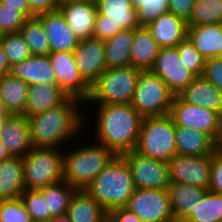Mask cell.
Instances as JSON below:
<instances>
[{
  "label": "cell",
  "instance_id": "1",
  "mask_svg": "<svg viewBox=\"0 0 222 222\" xmlns=\"http://www.w3.org/2000/svg\"><path fill=\"white\" fill-rule=\"evenodd\" d=\"M82 103L80 99L68 97L59 106L27 116L32 146L62 149L64 143L80 135L85 122L78 108Z\"/></svg>",
  "mask_w": 222,
  "mask_h": 222
},
{
  "label": "cell",
  "instance_id": "2",
  "mask_svg": "<svg viewBox=\"0 0 222 222\" xmlns=\"http://www.w3.org/2000/svg\"><path fill=\"white\" fill-rule=\"evenodd\" d=\"M96 141L121 156L135 149L142 116L131 104H96Z\"/></svg>",
  "mask_w": 222,
  "mask_h": 222
},
{
  "label": "cell",
  "instance_id": "3",
  "mask_svg": "<svg viewBox=\"0 0 222 222\" xmlns=\"http://www.w3.org/2000/svg\"><path fill=\"white\" fill-rule=\"evenodd\" d=\"M135 189L126 160L116 155L85 191L109 212L126 207Z\"/></svg>",
  "mask_w": 222,
  "mask_h": 222
},
{
  "label": "cell",
  "instance_id": "4",
  "mask_svg": "<svg viewBox=\"0 0 222 222\" xmlns=\"http://www.w3.org/2000/svg\"><path fill=\"white\" fill-rule=\"evenodd\" d=\"M89 145L63 150V180L76 190H85L116 156L101 143Z\"/></svg>",
  "mask_w": 222,
  "mask_h": 222
},
{
  "label": "cell",
  "instance_id": "5",
  "mask_svg": "<svg viewBox=\"0 0 222 222\" xmlns=\"http://www.w3.org/2000/svg\"><path fill=\"white\" fill-rule=\"evenodd\" d=\"M142 70L133 66L106 68L91 85L85 103L130 104Z\"/></svg>",
  "mask_w": 222,
  "mask_h": 222
},
{
  "label": "cell",
  "instance_id": "6",
  "mask_svg": "<svg viewBox=\"0 0 222 222\" xmlns=\"http://www.w3.org/2000/svg\"><path fill=\"white\" fill-rule=\"evenodd\" d=\"M175 141V123L170 114L144 117L134 150L143 156L167 162L177 154Z\"/></svg>",
  "mask_w": 222,
  "mask_h": 222
},
{
  "label": "cell",
  "instance_id": "7",
  "mask_svg": "<svg viewBox=\"0 0 222 222\" xmlns=\"http://www.w3.org/2000/svg\"><path fill=\"white\" fill-rule=\"evenodd\" d=\"M22 159L25 189L39 190L63 180V149L33 147Z\"/></svg>",
  "mask_w": 222,
  "mask_h": 222
},
{
  "label": "cell",
  "instance_id": "8",
  "mask_svg": "<svg viewBox=\"0 0 222 222\" xmlns=\"http://www.w3.org/2000/svg\"><path fill=\"white\" fill-rule=\"evenodd\" d=\"M174 96L158 75L145 70L139 74L130 104L143 118L164 116L170 114Z\"/></svg>",
  "mask_w": 222,
  "mask_h": 222
},
{
  "label": "cell",
  "instance_id": "9",
  "mask_svg": "<svg viewBox=\"0 0 222 222\" xmlns=\"http://www.w3.org/2000/svg\"><path fill=\"white\" fill-rule=\"evenodd\" d=\"M212 156L176 154L167 161L170 184L180 183L209 189Z\"/></svg>",
  "mask_w": 222,
  "mask_h": 222
},
{
  "label": "cell",
  "instance_id": "10",
  "mask_svg": "<svg viewBox=\"0 0 222 222\" xmlns=\"http://www.w3.org/2000/svg\"><path fill=\"white\" fill-rule=\"evenodd\" d=\"M170 115L176 126L203 132L216 142L221 118L217 112L184 102L177 95L174 96Z\"/></svg>",
  "mask_w": 222,
  "mask_h": 222
},
{
  "label": "cell",
  "instance_id": "11",
  "mask_svg": "<svg viewBox=\"0 0 222 222\" xmlns=\"http://www.w3.org/2000/svg\"><path fill=\"white\" fill-rule=\"evenodd\" d=\"M121 156L130 168L136 189H168L167 162L143 156L135 150Z\"/></svg>",
  "mask_w": 222,
  "mask_h": 222
},
{
  "label": "cell",
  "instance_id": "12",
  "mask_svg": "<svg viewBox=\"0 0 222 222\" xmlns=\"http://www.w3.org/2000/svg\"><path fill=\"white\" fill-rule=\"evenodd\" d=\"M125 208L142 222H162L173 216L167 189H135Z\"/></svg>",
  "mask_w": 222,
  "mask_h": 222
},
{
  "label": "cell",
  "instance_id": "13",
  "mask_svg": "<svg viewBox=\"0 0 222 222\" xmlns=\"http://www.w3.org/2000/svg\"><path fill=\"white\" fill-rule=\"evenodd\" d=\"M55 72L57 86L68 97L80 99L85 103L91 91V86L80 75L73 52L56 51L48 55Z\"/></svg>",
  "mask_w": 222,
  "mask_h": 222
},
{
  "label": "cell",
  "instance_id": "14",
  "mask_svg": "<svg viewBox=\"0 0 222 222\" xmlns=\"http://www.w3.org/2000/svg\"><path fill=\"white\" fill-rule=\"evenodd\" d=\"M150 71L158 75L175 96L196 77L185 68L176 47H160Z\"/></svg>",
  "mask_w": 222,
  "mask_h": 222
},
{
  "label": "cell",
  "instance_id": "15",
  "mask_svg": "<svg viewBox=\"0 0 222 222\" xmlns=\"http://www.w3.org/2000/svg\"><path fill=\"white\" fill-rule=\"evenodd\" d=\"M73 55L80 75L91 86L106 69L104 41L94 37L80 39Z\"/></svg>",
  "mask_w": 222,
  "mask_h": 222
},
{
  "label": "cell",
  "instance_id": "16",
  "mask_svg": "<svg viewBox=\"0 0 222 222\" xmlns=\"http://www.w3.org/2000/svg\"><path fill=\"white\" fill-rule=\"evenodd\" d=\"M0 139L10 156L24 157L33 148L27 117L8 114L0 129Z\"/></svg>",
  "mask_w": 222,
  "mask_h": 222
},
{
  "label": "cell",
  "instance_id": "17",
  "mask_svg": "<svg viewBox=\"0 0 222 222\" xmlns=\"http://www.w3.org/2000/svg\"><path fill=\"white\" fill-rule=\"evenodd\" d=\"M58 10L62 13L69 28L79 40L93 37L97 16L95 0L74 1L62 5Z\"/></svg>",
  "mask_w": 222,
  "mask_h": 222
},
{
  "label": "cell",
  "instance_id": "18",
  "mask_svg": "<svg viewBox=\"0 0 222 222\" xmlns=\"http://www.w3.org/2000/svg\"><path fill=\"white\" fill-rule=\"evenodd\" d=\"M8 75L14 79L24 80L29 86L35 84L57 86L55 72L48 55H31L26 60L13 64Z\"/></svg>",
  "mask_w": 222,
  "mask_h": 222
},
{
  "label": "cell",
  "instance_id": "19",
  "mask_svg": "<svg viewBox=\"0 0 222 222\" xmlns=\"http://www.w3.org/2000/svg\"><path fill=\"white\" fill-rule=\"evenodd\" d=\"M37 16L42 21V25L49 40L51 52L74 51L78 45L79 39L69 28L67 21L59 10L42 13Z\"/></svg>",
  "mask_w": 222,
  "mask_h": 222
},
{
  "label": "cell",
  "instance_id": "20",
  "mask_svg": "<svg viewBox=\"0 0 222 222\" xmlns=\"http://www.w3.org/2000/svg\"><path fill=\"white\" fill-rule=\"evenodd\" d=\"M97 13L113 24V36L123 29L140 27L137 8L131 0H95Z\"/></svg>",
  "mask_w": 222,
  "mask_h": 222
},
{
  "label": "cell",
  "instance_id": "21",
  "mask_svg": "<svg viewBox=\"0 0 222 222\" xmlns=\"http://www.w3.org/2000/svg\"><path fill=\"white\" fill-rule=\"evenodd\" d=\"M184 102L222 116V92L203 76H196L178 95Z\"/></svg>",
  "mask_w": 222,
  "mask_h": 222
},
{
  "label": "cell",
  "instance_id": "22",
  "mask_svg": "<svg viewBox=\"0 0 222 222\" xmlns=\"http://www.w3.org/2000/svg\"><path fill=\"white\" fill-rule=\"evenodd\" d=\"M146 27L160 47H176L187 37V22L169 11Z\"/></svg>",
  "mask_w": 222,
  "mask_h": 222
},
{
  "label": "cell",
  "instance_id": "23",
  "mask_svg": "<svg viewBox=\"0 0 222 222\" xmlns=\"http://www.w3.org/2000/svg\"><path fill=\"white\" fill-rule=\"evenodd\" d=\"M187 38L205 59L222 57V23L188 27Z\"/></svg>",
  "mask_w": 222,
  "mask_h": 222
},
{
  "label": "cell",
  "instance_id": "24",
  "mask_svg": "<svg viewBox=\"0 0 222 222\" xmlns=\"http://www.w3.org/2000/svg\"><path fill=\"white\" fill-rule=\"evenodd\" d=\"M175 145L179 155L212 156L216 142L207 134L175 125Z\"/></svg>",
  "mask_w": 222,
  "mask_h": 222
},
{
  "label": "cell",
  "instance_id": "25",
  "mask_svg": "<svg viewBox=\"0 0 222 222\" xmlns=\"http://www.w3.org/2000/svg\"><path fill=\"white\" fill-rule=\"evenodd\" d=\"M25 190L23 159L10 156L0 162V201L14 200Z\"/></svg>",
  "mask_w": 222,
  "mask_h": 222
},
{
  "label": "cell",
  "instance_id": "26",
  "mask_svg": "<svg viewBox=\"0 0 222 222\" xmlns=\"http://www.w3.org/2000/svg\"><path fill=\"white\" fill-rule=\"evenodd\" d=\"M160 46L153 39L146 26L134 29V37L131 47L130 65L141 69L150 70L159 53Z\"/></svg>",
  "mask_w": 222,
  "mask_h": 222
},
{
  "label": "cell",
  "instance_id": "27",
  "mask_svg": "<svg viewBox=\"0 0 222 222\" xmlns=\"http://www.w3.org/2000/svg\"><path fill=\"white\" fill-rule=\"evenodd\" d=\"M68 96L58 86L35 84L29 86L25 116H31L61 105Z\"/></svg>",
  "mask_w": 222,
  "mask_h": 222
},
{
  "label": "cell",
  "instance_id": "28",
  "mask_svg": "<svg viewBox=\"0 0 222 222\" xmlns=\"http://www.w3.org/2000/svg\"><path fill=\"white\" fill-rule=\"evenodd\" d=\"M67 215L72 222H106L108 212L85 190H76L71 197Z\"/></svg>",
  "mask_w": 222,
  "mask_h": 222
},
{
  "label": "cell",
  "instance_id": "29",
  "mask_svg": "<svg viewBox=\"0 0 222 222\" xmlns=\"http://www.w3.org/2000/svg\"><path fill=\"white\" fill-rule=\"evenodd\" d=\"M29 85L10 75L0 76V97L8 114L25 115Z\"/></svg>",
  "mask_w": 222,
  "mask_h": 222
},
{
  "label": "cell",
  "instance_id": "30",
  "mask_svg": "<svg viewBox=\"0 0 222 222\" xmlns=\"http://www.w3.org/2000/svg\"><path fill=\"white\" fill-rule=\"evenodd\" d=\"M167 190L173 216L182 218H186L191 213L207 191V189L180 183L169 184Z\"/></svg>",
  "mask_w": 222,
  "mask_h": 222
},
{
  "label": "cell",
  "instance_id": "31",
  "mask_svg": "<svg viewBox=\"0 0 222 222\" xmlns=\"http://www.w3.org/2000/svg\"><path fill=\"white\" fill-rule=\"evenodd\" d=\"M134 30L123 29L115 36L104 40L106 68L130 66Z\"/></svg>",
  "mask_w": 222,
  "mask_h": 222
},
{
  "label": "cell",
  "instance_id": "32",
  "mask_svg": "<svg viewBox=\"0 0 222 222\" xmlns=\"http://www.w3.org/2000/svg\"><path fill=\"white\" fill-rule=\"evenodd\" d=\"M46 199L47 212H50V220L67 214L71 197L76 189L66 181L54 183L38 190Z\"/></svg>",
  "mask_w": 222,
  "mask_h": 222
},
{
  "label": "cell",
  "instance_id": "33",
  "mask_svg": "<svg viewBox=\"0 0 222 222\" xmlns=\"http://www.w3.org/2000/svg\"><path fill=\"white\" fill-rule=\"evenodd\" d=\"M19 33L32 55L44 56L51 53L48 37L38 16L27 17Z\"/></svg>",
  "mask_w": 222,
  "mask_h": 222
},
{
  "label": "cell",
  "instance_id": "34",
  "mask_svg": "<svg viewBox=\"0 0 222 222\" xmlns=\"http://www.w3.org/2000/svg\"><path fill=\"white\" fill-rule=\"evenodd\" d=\"M186 219L189 222H222V194L207 190Z\"/></svg>",
  "mask_w": 222,
  "mask_h": 222
},
{
  "label": "cell",
  "instance_id": "35",
  "mask_svg": "<svg viewBox=\"0 0 222 222\" xmlns=\"http://www.w3.org/2000/svg\"><path fill=\"white\" fill-rule=\"evenodd\" d=\"M222 23V0H196L187 26Z\"/></svg>",
  "mask_w": 222,
  "mask_h": 222
},
{
  "label": "cell",
  "instance_id": "36",
  "mask_svg": "<svg viewBox=\"0 0 222 222\" xmlns=\"http://www.w3.org/2000/svg\"><path fill=\"white\" fill-rule=\"evenodd\" d=\"M0 44L10 66L18 64L32 55L27 43L19 32L0 35Z\"/></svg>",
  "mask_w": 222,
  "mask_h": 222
},
{
  "label": "cell",
  "instance_id": "37",
  "mask_svg": "<svg viewBox=\"0 0 222 222\" xmlns=\"http://www.w3.org/2000/svg\"><path fill=\"white\" fill-rule=\"evenodd\" d=\"M176 48L185 68L195 76H202L206 59L195 49L192 42L186 37Z\"/></svg>",
  "mask_w": 222,
  "mask_h": 222
},
{
  "label": "cell",
  "instance_id": "38",
  "mask_svg": "<svg viewBox=\"0 0 222 222\" xmlns=\"http://www.w3.org/2000/svg\"><path fill=\"white\" fill-rule=\"evenodd\" d=\"M20 199L27 209L32 221L50 220V212H47L46 199L38 190L25 189Z\"/></svg>",
  "mask_w": 222,
  "mask_h": 222
},
{
  "label": "cell",
  "instance_id": "39",
  "mask_svg": "<svg viewBox=\"0 0 222 222\" xmlns=\"http://www.w3.org/2000/svg\"><path fill=\"white\" fill-rule=\"evenodd\" d=\"M30 215L20 197L0 201V222H31Z\"/></svg>",
  "mask_w": 222,
  "mask_h": 222
},
{
  "label": "cell",
  "instance_id": "40",
  "mask_svg": "<svg viewBox=\"0 0 222 222\" xmlns=\"http://www.w3.org/2000/svg\"><path fill=\"white\" fill-rule=\"evenodd\" d=\"M167 11L168 0H143L137 7L139 25L147 26Z\"/></svg>",
  "mask_w": 222,
  "mask_h": 222
},
{
  "label": "cell",
  "instance_id": "41",
  "mask_svg": "<svg viewBox=\"0 0 222 222\" xmlns=\"http://www.w3.org/2000/svg\"><path fill=\"white\" fill-rule=\"evenodd\" d=\"M25 20L21 12L0 2V35L19 32Z\"/></svg>",
  "mask_w": 222,
  "mask_h": 222
},
{
  "label": "cell",
  "instance_id": "42",
  "mask_svg": "<svg viewBox=\"0 0 222 222\" xmlns=\"http://www.w3.org/2000/svg\"><path fill=\"white\" fill-rule=\"evenodd\" d=\"M202 76L222 92V57L206 59Z\"/></svg>",
  "mask_w": 222,
  "mask_h": 222
},
{
  "label": "cell",
  "instance_id": "43",
  "mask_svg": "<svg viewBox=\"0 0 222 222\" xmlns=\"http://www.w3.org/2000/svg\"><path fill=\"white\" fill-rule=\"evenodd\" d=\"M209 191L222 194V152L215 151L211 158Z\"/></svg>",
  "mask_w": 222,
  "mask_h": 222
},
{
  "label": "cell",
  "instance_id": "44",
  "mask_svg": "<svg viewBox=\"0 0 222 222\" xmlns=\"http://www.w3.org/2000/svg\"><path fill=\"white\" fill-rule=\"evenodd\" d=\"M196 0H168V11L188 21Z\"/></svg>",
  "mask_w": 222,
  "mask_h": 222
},
{
  "label": "cell",
  "instance_id": "45",
  "mask_svg": "<svg viewBox=\"0 0 222 222\" xmlns=\"http://www.w3.org/2000/svg\"><path fill=\"white\" fill-rule=\"evenodd\" d=\"M93 37L103 41L113 37V24L104 20V16L98 13L95 19Z\"/></svg>",
  "mask_w": 222,
  "mask_h": 222
},
{
  "label": "cell",
  "instance_id": "46",
  "mask_svg": "<svg viewBox=\"0 0 222 222\" xmlns=\"http://www.w3.org/2000/svg\"><path fill=\"white\" fill-rule=\"evenodd\" d=\"M30 11L35 15L54 12L59 9L56 0H28Z\"/></svg>",
  "mask_w": 222,
  "mask_h": 222
},
{
  "label": "cell",
  "instance_id": "47",
  "mask_svg": "<svg viewBox=\"0 0 222 222\" xmlns=\"http://www.w3.org/2000/svg\"><path fill=\"white\" fill-rule=\"evenodd\" d=\"M109 222H142L134 213L127 208H116L108 212Z\"/></svg>",
  "mask_w": 222,
  "mask_h": 222
},
{
  "label": "cell",
  "instance_id": "48",
  "mask_svg": "<svg viewBox=\"0 0 222 222\" xmlns=\"http://www.w3.org/2000/svg\"><path fill=\"white\" fill-rule=\"evenodd\" d=\"M5 7L15 8L17 11L21 12L26 18L35 16L30 11V6L28 0H0Z\"/></svg>",
  "mask_w": 222,
  "mask_h": 222
},
{
  "label": "cell",
  "instance_id": "49",
  "mask_svg": "<svg viewBox=\"0 0 222 222\" xmlns=\"http://www.w3.org/2000/svg\"><path fill=\"white\" fill-rule=\"evenodd\" d=\"M10 67L7 56L0 44V76L8 74Z\"/></svg>",
  "mask_w": 222,
  "mask_h": 222
},
{
  "label": "cell",
  "instance_id": "50",
  "mask_svg": "<svg viewBox=\"0 0 222 222\" xmlns=\"http://www.w3.org/2000/svg\"><path fill=\"white\" fill-rule=\"evenodd\" d=\"M8 115L7 111L4 108L3 102L0 97V129L2 128L3 122Z\"/></svg>",
  "mask_w": 222,
  "mask_h": 222
},
{
  "label": "cell",
  "instance_id": "51",
  "mask_svg": "<svg viewBox=\"0 0 222 222\" xmlns=\"http://www.w3.org/2000/svg\"><path fill=\"white\" fill-rule=\"evenodd\" d=\"M216 150L222 152V116L220 118V132L216 140Z\"/></svg>",
  "mask_w": 222,
  "mask_h": 222
},
{
  "label": "cell",
  "instance_id": "52",
  "mask_svg": "<svg viewBox=\"0 0 222 222\" xmlns=\"http://www.w3.org/2000/svg\"><path fill=\"white\" fill-rule=\"evenodd\" d=\"M9 157H10V155L7 152L5 146L3 145L2 140L0 139V162L2 160L9 158Z\"/></svg>",
  "mask_w": 222,
  "mask_h": 222
},
{
  "label": "cell",
  "instance_id": "53",
  "mask_svg": "<svg viewBox=\"0 0 222 222\" xmlns=\"http://www.w3.org/2000/svg\"><path fill=\"white\" fill-rule=\"evenodd\" d=\"M50 222H72L71 219L67 214L58 216V217H53Z\"/></svg>",
  "mask_w": 222,
  "mask_h": 222
},
{
  "label": "cell",
  "instance_id": "54",
  "mask_svg": "<svg viewBox=\"0 0 222 222\" xmlns=\"http://www.w3.org/2000/svg\"><path fill=\"white\" fill-rule=\"evenodd\" d=\"M162 222H189L186 218L172 216Z\"/></svg>",
  "mask_w": 222,
  "mask_h": 222
},
{
  "label": "cell",
  "instance_id": "55",
  "mask_svg": "<svg viewBox=\"0 0 222 222\" xmlns=\"http://www.w3.org/2000/svg\"><path fill=\"white\" fill-rule=\"evenodd\" d=\"M74 1H80V0H56L58 7H61L64 4L71 3Z\"/></svg>",
  "mask_w": 222,
  "mask_h": 222
},
{
  "label": "cell",
  "instance_id": "56",
  "mask_svg": "<svg viewBox=\"0 0 222 222\" xmlns=\"http://www.w3.org/2000/svg\"><path fill=\"white\" fill-rule=\"evenodd\" d=\"M131 3L134 7L137 8L138 6H140V4L143 3V0H131Z\"/></svg>",
  "mask_w": 222,
  "mask_h": 222
},
{
  "label": "cell",
  "instance_id": "57",
  "mask_svg": "<svg viewBox=\"0 0 222 222\" xmlns=\"http://www.w3.org/2000/svg\"><path fill=\"white\" fill-rule=\"evenodd\" d=\"M31 222H50V220H36V221H31Z\"/></svg>",
  "mask_w": 222,
  "mask_h": 222
}]
</instances>
